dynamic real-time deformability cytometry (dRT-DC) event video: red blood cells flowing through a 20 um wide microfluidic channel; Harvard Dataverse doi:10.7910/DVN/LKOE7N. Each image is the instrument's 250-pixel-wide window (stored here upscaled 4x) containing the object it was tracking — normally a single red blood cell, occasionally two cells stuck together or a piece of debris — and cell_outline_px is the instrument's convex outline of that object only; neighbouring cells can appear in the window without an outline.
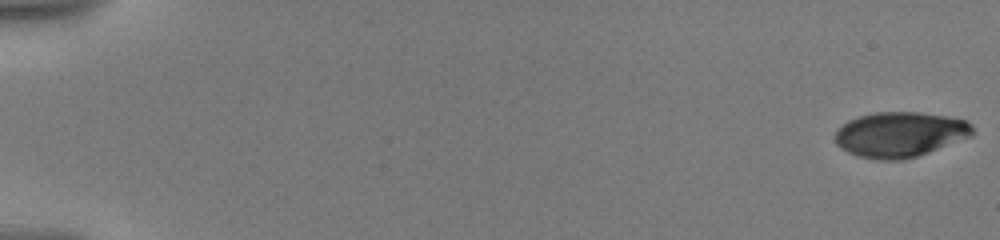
{"species": "human", "species_latin": "Homo sapiens", "temperature_condition": "warm", "stored_images_in_passage": 11, "camera_frame_rate_fps": 3000, "um_per_image_px": 0.085, "donor": {"sex": "male"}, "frame": {"image": 1, "passage_image": 1, "time_ms": 0.0, "image_size_px": [1000, 240], "cell_outline_px": [[972, 136], [916, 156], [900, 160], [876, 160], [856, 156], [840, 148], [836, 144], [832, 136], [836, 128], [848, 120], [860, 116], [876, 112], [920, 112], [948, 116], [968, 120], [972, 124]], "centroid_in_image_um": [76.44, 11.42], "position_along_channel_um": 8.6, "area_um2": 36.53}}
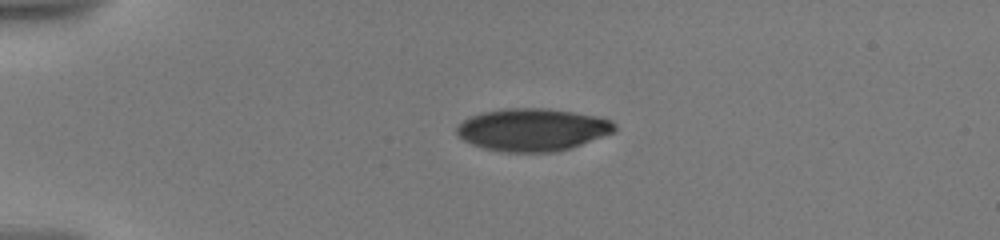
{"frame": {"image": 2, "passage_image": 8, "time_ms": 4.667, "image_size_px": [1000, 240], "cell_outline_px": [[616, 132], [572, 148], [556, 152], [504, 152], [484, 148], [472, 144], [464, 140], [456, 132], [456, 124], [468, 116], [484, 112], [504, 108], [548, 108], [596, 116], [612, 120], [616, 124]], "centroid_in_image_um": [45.28, 11.02], "position_along_channel_um": 39.7, "area_um2": 39.54}}
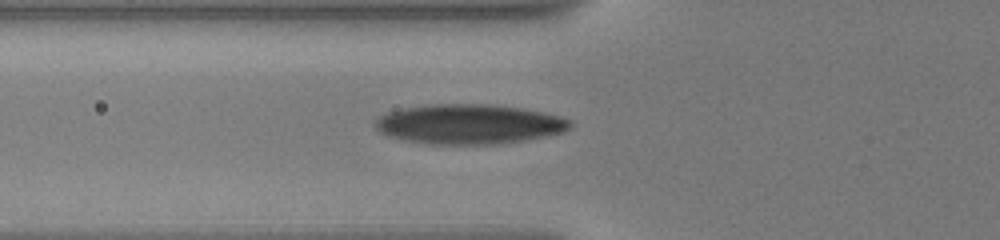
{"frame": {"image": 3, "passage_image": 11, "time_ms": 7.333, "image_size_px": [1000, 240], "cell_outline_px": [[572, 124], [568, 128], [560, 132], [544, 136], [520, 140], [492, 144], [428, 144], [404, 140], [388, 136], [380, 132], [376, 128], [372, 120], [388, 112], [400, 108], [432, 104], [492, 104], [524, 108], [560, 116], [572, 120]], "centroid_in_image_um": [39.81, 10.53], "position_along_channel_um": 86.0, "area_um2": 45.14}}